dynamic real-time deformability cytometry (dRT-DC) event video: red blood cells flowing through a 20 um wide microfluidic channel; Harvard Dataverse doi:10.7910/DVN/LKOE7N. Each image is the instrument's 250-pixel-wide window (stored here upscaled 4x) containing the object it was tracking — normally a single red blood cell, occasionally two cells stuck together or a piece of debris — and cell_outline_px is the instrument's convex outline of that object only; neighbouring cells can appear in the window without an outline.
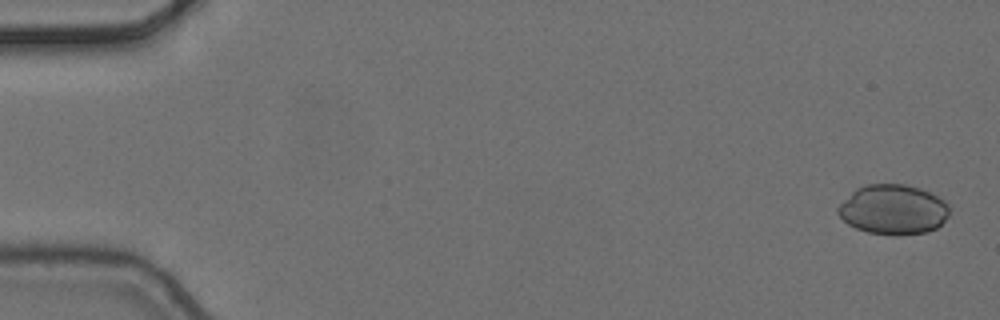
{"species": "common noctule bat (a hibernating species)", "species_latin": "Nyctalus noctula", "temperature_condition": "cold", "stored_images_in_passage": 5, "camera_frame_rate_fps": 3000, "um_per_image_px": 0.085, "animal": {"sex": "female", "body_mass_g": 24.6, "forearm_length_mm": 56.2}, "frame": {"image": 1, "passage_image": 1, "time_ms": 0.0, "image_size_px": [1000, 320], "cell_outline_px": [[948, 216], [936, 228], [928, 232], [868, 232], [856, 228], [848, 224], [836, 212], [836, 208], [856, 188], [868, 184], [904, 184], [920, 188], [944, 200], [948, 204]], "centroid_in_image_um": [75.9, 17.76], "position_along_channel_um": 9.1, "area_um2": 31.44}}